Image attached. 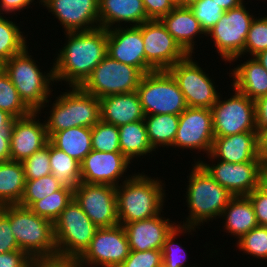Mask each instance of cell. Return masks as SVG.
I'll list each match as a JSON object with an SVG mask.
<instances>
[{
	"label": "cell",
	"instance_id": "44",
	"mask_svg": "<svg viewBox=\"0 0 267 267\" xmlns=\"http://www.w3.org/2000/svg\"><path fill=\"white\" fill-rule=\"evenodd\" d=\"M119 267H162V250L132 251Z\"/></svg>",
	"mask_w": 267,
	"mask_h": 267
},
{
	"label": "cell",
	"instance_id": "53",
	"mask_svg": "<svg viewBox=\"0 0 267 267\" xmlns=\"http://www.w3.org/2000/svg\"><path fill=\"white\" fill-rule=\"evenodd\" d=\"M258 154L263 163H267V127L257 132Z\"/></svg>",
	"mask_w": 267,
	"mask_h": 267
},
{
	"label": "cell",
	"instance_id": "55",
	"mask_svg": "<svg viewBox=\"0 0 267 267\" xmlns=\"http://www.w3.org/2000/svg\"><path fill=\"white\" fill-rule=\"evenodd\" d=\"M13 117L0 109V131H10Z\"/></svg>",
	"mask_w": 267,
	"mask_h": 267
},
{
	"label": "cell",
	"instance_id": "6",
	"mask_svg": "<svg viewBox=\"0 0 267 267\" xmlns=\"http://www.w3.org/2000/svg\"><path fill=\"white\" fill-rule=\"evenodd\" d=\"M71 88V89H70ZM61 92L50 105L45 122L48 138L55 132L74 127L92 128L101 120L100 100L80 86H71Z\"/></svg>",
	"mask_w": 267,
	"mask_h": 267
},
{
	"label": "cell",
	"instance_id": "56",
	"mask_svg": "<svg viewBox=\"0 0 267 267\" xmlns=\"http://www.w3.org/2000/svg\"><path fill=\"white\" fill-rule=\"evenodd\" d=\"M244 0H214L224 11L240 6Z\"/></svg>",
	"mask_w": 267,
	"mask_h": 267
},
{
	"label": "cell",
	"instance_id": "25",
	"mask_svg": "<svg viewBox=\"0 0 267 267\" xmlns=\"http://www.w3.org/2000/svg\"><path fill=\"white\" fill-rule=\"evenodd\" d=\"M100 100L101 120L117 127L144 120L145 114L138 93L113 94Z\"/></svg>",
	"mask_w": 267,
	"mask_h": 267
},
{
	"label": "cell",
	"instance_id": "30",
	"mask_svg": "<svg viewBox=\"0 0 267 267\" xmlns=\"http://www.w3.org/2000/svg\"><path fill=\"white\" fill-rule=\"evenodd\" d=\"M49 141L79 163L92 151V135L89 127H74L55 132Z\"/></svg>",
	"mask_w": 267,
	"mask_h": 267
},
{
	"label": "cell",
	"instance_id": "26",
	"mask_svg": "<svg viewBox=\"0 0 267 267\" xmlns=\"http://www.w3.org/2000/svg\"><path fill=\"white\" fill-rule=\"evenodd\" d=\"M160 21L180 47L189 55L194 54L195 38L206 35L189 7L176 6ZM195 40V41H194Z\"/></svg>",
	"mask_w": 267,
	"mask_h": 267
},
{
	"label": "cell",
	"instance_id": "22",
	"mask_svg": "<svg viewBox=\"0 0 267 267\" xmlns=\"http://www.w3.org/2000/svg\"><path fill=\"white\" fill-rule=\"evenodd\" d=\"M121 225L132 251L162 250L166 237L178 226L177 222L162 217L161 213L149 219Z\"/></svg>",
	"mask_w": 267,
	"mask_h": 267
},
{
	"label": "cell",
	"instance_id": "29",
	"mask_svg": "<svg viewBox=\"0 0 267 267\" xmlns=\"http://www.w3.org/2000/svg\"><path fill=\"white\" fill-rule=\"evenodd\" d=\"M25 183L22 162L13 160L0 162V207L19 204Z\"/></svg>",
	"mask_w": 267,
	"mask_h": 267
},
{
	"label": "cell",
	"instance_id": "42",
	"mask_svg": "<svg viewBox=\"0 0 267 267\" xmlns=\"http://www.w3.org/2000/svg\"><path fill=\"white\" fill-rule=\"evenodd\" d=\"M189 8L206 34L225 13L224 9L214 0H199Z\"/></svg>",
	"mask_w": 267,
	"mask_h": 267
},
{
	"label": "cell",
	"instance_id": "16",
	"mask_svg": "<svg viewBox=\"0 0 267 267\" xmlns=\"http://www.w3.org/2000/svg\"><path fill=\"white\" fill-rule=\"evenodd\" d=\"M213 117L209 108L187 107L179 115L173 147L210 154L214 140ZM200 150V151H199Z\"/></svg>",
	"mask_w": 267,
	"mask_h": 267
},
{
	"label": "cell",
	"instance_id": "47",
	"mask_svg": "<svg viewBox=\"0 0 267 267\" xmlns=\"http://www.w3.org/2000/svg\"><path fill=\"white\" fill-rule=\"evenodd\" d=\"M247 197L252 203L258 225L267 226V196L256 188Z\"/></svg>",
	"mask_w": 267,
	"mask_h": 267
},
{
	"label": "cell",
	"instance_id": "57",
	"mask_svg": "<svg viewBox=\"0 0 267 267\" xmlns=\"http://www.w3.org/2000/svg\"><path fill=\"white\" fill-rule=\"evenodd\" d=\"M254 57L267 70V50L258 53Z\"/></svg>",
	"mask_w": 267,
	"mask_h": 267
},
{
	"label": "cell",
	"instance_id": "48",
	"mask_svg": "<svg viewBox=\"0 0 267 267\" xmlns=\"http://www.w3.org/2000/svg\"><path fill=\"white\" fill-rule=\"evenodd\" d=\"M33 259L24 251L0 253V267H27Z\"/></svg>",
	"mask_w": 267,
	"mask_h": 267
},
{
	"label": "cell",
	"instance_id": "3",
	"mask_svg": "<svg viewBox=\"0 0 267 267\" xmlns=\"http://www.w3.org/2000/svg\"><path fill=\"white\" fill-rule=\"evenodd\" d=\"M192 166L187 176L189 181L185 193L189 215L185 217V221L183 220V225L182 222L178 225L200 229L199 226L205 222L220 218L233 196L199 163H194Z\"/></svg>",
	"mask_w": 267,
	"mask_h": 267
},
{
	"label": "cell",
	"instance_id": "36",
	"mask_svg": "<svg viewBox=\"0 0 267 267\" xmlns=\"http://www.w3.org/2000/svg\"><path fill=\"white\" fill-rule=\"evenodd\" d=\"M0 109L14 119L30 115L33 111L21 99L9 76L0 69Z\"/></svg>",
	"mask_w": 267,
	"mask_h": 267
},
{
	"label": "cell",
	"instance_id": "20",
	"mask_svg": "<svg viewBox=\"0 0 267 267\" xmlns=\"http://www.w3.org/2000/svg\"><path fill=\"white\" fill-rule=\"evenodd\" d=\"M39 112H32L22 118L13 119L10 127V160L22 162L41 150L49 141L45 122Z\"/></svg>",
	"mask_w": 267,
	"mask_h": 267
},
{
	"label": "cell",
	"instance_id": "11",
	"mask_svg": "<svg viewBox=\"0 0 267 267\" xmlns=\"http://www.w3.org/2000/svg\"><path fill=\"white\" fill-rule=\"evenodd\" d=\"M254 18L255 16L245 7V3H242L236 8L225 11L221 19L206 34L205 37L213 39L218 55L220 54L226 63L243 53Z\"/></svg>",
	"mask_w": 267,
	"mask_h": 267
},
{
	"label": "cell",
	"instance_id": "37",
	"mask_svg": "<svg viewBox=\"0 0 267 267\" xmlns=\"http://www.w3.org/2000/svg\"><path fill=\"white\" fill-rule=\"evenodd\" d=\"M193 232H196L195 227H185L178 225L174 228L171 233L166 237L165 242L162 247V267H197V265L192 264V266H186L187 260V252L184 247L181 246L180 243H177L175 239L179 234L187 233L192 235Z\"/></svg>",
	"mask_w": 267,
	"mask_h": 267
},
{
	"label": "cell",
	"instance_id": "32",
	"mask_svg": "<svg viewBox=\"0 0 267 267\" xmlns=\"http://www.w3.org/2000/svg\"><path fill=\"white\" fill-rule=\"evenodd\" d=\"M144 123L149 142L156 151L158 147L170 148L173 145L179 124V115H145Z\"/></svg>",
	"mask_w": 267,
	"mask_h": 267
},
{
	"label": "cell",
	"instance_id": "15",
	"mask_svg": "<svg viewBox=\"0 0 267 267\" xmlns=\"http://www.w3.org/2000/svg\"><path fill=\"white\" fill-rule=\"evenodd\" d=\"M74 199L98 228L120 224L116 186L80 182L74 189Z\"/></svg>",
	"mask_w": 267,
	"mask_h": 267
},
{
	"label": "cell",
	"instance_id": "49",
	"mask_svg": "<svg viewBox=\"0 0 267 267\" xmlns=\"http://www.w3.org/2000/svg\"><path fill=\"white\" fill-rule=\"evenodd\" d=\"M255 104V124L257 132L267 127V94L256 99Z\"/></svg>",
	"mask_w": 267,
	"mask_h": 267
},
{
	"label": "cell",
	"instance_id": "21",
	"mask_svg": "<svg viewBox=\"0 0 267 267\" xmlns=\"http://www.w3.org/2000/svg\"><path fill=\"white\" fill-rule=\"evenodd\" d=\"M107 55L138 68L143 74L153 71L146 64L142 31L137 26H120L107 30Z\"/></svg>",
	"mask_w": 267,
	"mask_h": 267
},
{
	"label": "cell",
	"instance_id": "5",
	"mask_svg": "<svg viewBox=\"0 0 267 267\" xmlns=\"http://www.w3.org/2000/svg\"><path fill=\"white\" fill-rule=\"evenodd\" d=\"M10 217L11 232L20 250L33 260L56 259L53 223L21 205L0 207Z\"/></svg>",
	"mask_w": 267,
	"mask_h": 267
},
{
	"label": "cell",
	"instance_id": "39",
	"mask_svg": "<svg viewBox=\"0 0 267 267\" xmlns=\"http://www.w3.org/2000/svg\"><path fill=\"white\" fill-rule=\"evenodd\" d=\"M92 150L100 152H120L119 129L100 120L91 128Z\"/></svg>",
	"mask_w": 267,
	"mask_h": 267
},
{
	"label": "cell",
	"instance_id": "9",
	"mask_svg": "<svg viewBox=\"0 0 267 267\" xmlns=\"http://www.w3.org/2000/svg\"><path fill=\"white\" fill-rule=\"evenodd\" d=\"M144 74L136 67L121 63L106 55L80 86L98 99L135 92Z\"/></svg>",
	"mask_w": 267,
	"mask_h": 267
},
{
	"label": "cell",
	"instance_id": "41",
	"mask_svg": "<svg viewBox=\"0 0 267 267\" xmlns=\"http://www.w3.org/2000/svg\"><path fill=\"white\" fill-rule=\"evenodd\" d=\"M239 251L258 259H267V226H257L236 241Z\"/></svg>",
	"mask_w": 267,
	"mask_h": 267
},
{
	"label": "cell",
	"instance_id": "34",
	"mask_svg": "<svg viewBox=\"0 0 267 267\" xmlns=\"http://www.w3.org/2000/svg\"><path fill=\"white\" fill-rule=\"evenodd\" d=\"M15 21L0 14V64L21 53L27 46L26 36Z\"/></svg>",
	"mask_w": 267,
	"mask_h": 267
},
{
	"label": "cell",
	"instance_id": "33",
	"mask_svg": "<svg viewBox=\"0 0 267 267\" xmlns=\"http://www.w3.org/2000/svg\"><path fill=\"white\" fill-rule=\"evenodd\" d=\"M51 174L64 186L75 189L81 182V163L49 141Z\"/></svg>",
	"mask_w": 267,
	"mask_h": 267
},
{
	"label": "cell",
	"instance_id": "10",
	"mask_svg": "<svg viewBox=\"0 0 267 267\" xmlns=\"http://www.w3.org/2000/svg\"><path fill=\"white\" fill-rule=\"evenodd\" d=\"M129 253L128 238L121 224L98 228L89 247L72 267H119Z\"/></svg>",
	"mask_w": 267,
	"mask_h": 267
},
{
	"label": "cell",
	"instance_id": "27",
	"mask_svg": "<svg viewBox=\"0 0 267 267\" xmlns=\"http://www.w3.org/2000/svg\"><path fill=\"white\" fill-rule=\"evenodd\" d=\"M230 72L233 77L231 86L251 100L267 94V70L255 57L248 58Z\"/></svg>",
	"mask_w": 267,
	"mask_h": 267
},
{
	"label": "cell",
	"instance_id": "52",
	"mask_svg": "<svg viewBox=\"0 0 267 267\" xmlns=\"http://www.w3.org/2000/svg\"><path fill=\"white\" fill-rule=\"evenodd\" d=\"M10 131H0V162L10 160Z\"/></svg>",
	"mask_w": 267,
	"mask_h": 267
},
{
	"label": "cell",
	"instance_id": "38",
	"mask_svg": "<svg viewBox=\"0 0 267 267\" xmlns=\"http://www.w3.org/2000/svg\"><path fill=\"white\" fill-rule=\"evenodd\" d=\"M63 185L52 175L26 180L23 196L18 205L29 208L35 201L58 191Z\"/></svg>",
	"mask_w": 267,
	"mask_h": 267
},
{
	"label": "cell",
	"instance_id": "4",
	"mask_svg": "<svg viewBox=\"0 0 267 267\" xmlns=\"http://www.w3.org/2000/svg\"><path fill=\"white\" fill-rule=\"evenodd\" d=\"M30 54L27 46L21 53L4 62L1 68L9 76L24 103L33 112L41 114L45 107H49V102H52L51 86L55 83L53 65L48 73H43L34 56Z\"/></svg>",
	"mask_w": 267,
	"mask_h": 267
},
{
	"label": "cell",
	"instance_id": "19",
	"mask_svg": "<svg viewBox=\"0 0 267 267\" xmlns=\"http://www.w3.org/2000/svg\"><path fill=\"white\" fill-rule=\"evenodd\" d=\"M130 164L121 152L92 150L81 162V182L119 186L120 181L124 182V179L128 180L132 176L124 174L129 170Z\"/></svg>",
	"mask_w": 267,
	"mask_h": 267
},
{
	"label": "cell",
	"instance_id": "54",
	"mask_svg": "<svg viewBox=\"0 0 267 267\" xmlns=\"http://www.w3.org/2000/svg\"><path fill=\"white\" fill-rule=\"evenodd\" d=\"M257 189L267 196V163H263L259 171Z\"/></svg>",
	"mask_w": 267,
	"mask_h": 267
},
{
	"label": "cell",
	"instance_id": "14",
	"mask_svg": "<svg viewBox=\"0 0 267 267\" xmlns=\"http://www.w3.org/2000/svg\"><path fill=\"white\" fill-rule=\"evenodd\" d=\"M137 27L142 31L146 64L153 71L168 70L188 55L160 20H149Z\"/></svg>",
	"mask_w": 267,
	"mask_h": 267
},
{
	"label": "cell",
	"instance_id": "24",
	"mask_svg": "<svg viewBox=\"0 0 267 267\" xmlns=\"http://www.w3.org/2000/svg\"><path fill=\"white\" fill-rule=\"evenodd\" d=\"M149 20L142 0H99V24L104 29L125 26L122 22L139 26Z\"/></svg>",
	"mask_w": 267,
	"mask_h": 267
},
{
	"label": "cell",
	"instance_id": "8",
	"mask_svg": "<svg viewBox=\"0 0 267 267\" xmlns=\"http://www.w3.org/2000/svg\"><path fill=\"white\" fill-rule=\"evenodd\" d=\"M136 92L145 115H180L188 107L178 84L167 70L144 74Z\"/></svg>",
	"mask_w": 267,
	"mask_h": 267
},
{
	"label": "cell",
	"instance_id": "1",
	"mask_svg": "<svg viewBox=\"0 0 267 267\" xmlns=\"http://www.w3.org/2000/svg\"><path fill=\"white\" fill-rule=\"evenodd\" d=\"M64 33L67 41L53 62L55 82L81 86L107 55V29Z\"/></svg>",
	"mask_w": 267,
	"mask_h": 267
},
{
	"label": "cell",
	"instance_id": "43",
	"mask_svg": "<svg viewBox=\"0 0 267 267\" xmlns=\"http://www.w3.org/2000/svg\"><path fill=\"white\" fill-rule=\"evenodd\" d=\"M22 165L26 180H35L51 174L49 141L41 150L36 151L30 157L24 159Z\"/></svg>",
	"mask_w": 267,
	"mask_h": 267
},
{
	"label": "cell",
	"instance_id": "23",
	"mask_svg": "<svg viewBox=\"0 0 267 267\" xmlns=\"http://www.w3.org/2000/svg\"><path fill=\"white\" fill-rule=\"evenodd\" d=\"M209 159L230 163L262 162L258 154L257 132L215 137Z\"/></svg>",
	"mask_w": 267,
	"mask_h": 267
},
{
	"label": "cell",
	"instance_id": "17",
	"mask_svg": "<svg viewBox=\"0 0 267 267\" xmlns=\"http://www.w3.org/2000/svg\"><path fill=\"white\" fill-rule=\"evenodd\" d=\"M198 160L194 163H199L232 196H247L258 186L259 171L263 162L230 163L210 159L212 164H208Z\"/></svg>",
	"mask_w": 267,
	"mask_h": 267
},
{
	"label": "cell",
	"instance_id": "58",
	"mask_svg": "<svg viewBox=\"0 0 267 267\" xmlns=\"http://www.w3.org/2000/svg\"><path fill=\"white\" fill-rule=\"evenodd\" d=\"M199 0H178V6L190 7L192 4L196 3Z\"/></svg>",
	"mask_w": 267,
	"mask_h": 267
},
{
	"label": "cell",
	"instance_id": "31",
	"mask_svg": "<svg viewBox=\"0 0 267 267\" xmlns=\"http://www.w3.org/2000/svg\"><path fill=\"white\" fill-rule=\"evenodd\" d=\"M119 129V141L120 152L133 163L134 158H140L141 156L148 155L155 150L152 148L144 120L128 123L118 127Z\"/></svg>",
	"mask_w": 267,
	"mask_h": 267
},
{
	"label": "cell",
	"instance_id": "7",
	"mask_svg": "<svg viewBox=\"0 0 267 267\" xmlns=\"http://www.w3.org/2000/svg\"><path fill=\"white\" fill-rule=\"evenodd\" d=\"M97 229L73 198L53 223L57 258L73 264L89 247Z\"/></svg>",
	"mask_w": 267,
	"mask_h": 267
},
{
	"label": "cell",
	"instance_id": "45",
	"mask_svg": "<svg viewBox=\"0 0 267 267\" xmlns=\"http://www.w3.org/2000/svg\"><path fill=\"white\" fill-rule=\"evenodd\" d=\"M20 250L11 232L10 217L0 208V253Z\"/></svg>",
	"mask_w": 267,
	"mask_h": 267
},
{
	"label": "cell",
	"instance_id": "46",
	"mask_svg": "<svg viewBox=\"0 0 267 267\" xmlns=\"http://www.w3.org/2000/svg\"><path fill=\"white\" fill-rule=\"evenodd\" d=\"M142 2L150 20H160L177 6L174 0H142Z\"/></svg>",
	"mask_w": 267,
	"mask_h": 267
},
{
	"label": "cell",
	"instance_id": "28",
	"mask_svg": "<svg viewBox=\"0 0 267 267\" xmlns=\"http://www.w3.org/2000/svg\"><path fill=\"white\" fill-rule=\"evenodd\" d=\"M224 230L240 239L258 226L252 203L247 196H233L221 215Z\"/></svg>",
	"mask_w": 267,
	"mask_h": 267
},
{
	"label": "cell",
	"instance_id": "18",
	"mask_svg": "<svg viewBox=\"0 0 267 267\" xmlns=\"http://www.w3.org/2000/svg\"><path fill=\"white\" fill-rule=\"evenodd\" d=\"M54 14L65 32L88 31L100 27L99 0H41Z\"/></svg>",
	"mask_w": 267,
	"mask_h": 267
},
{
	"label": "cell",
	"instance_id": "12",
	"mask_svg": "<svg viewBox=\"0 0 267 267\" xmlns=\"http://www.w3.org/2000/svg\"><path fill=\"white\" fill-rule=\"evenodd\" d=\"M231 88L235 91L234 95L222 100L220 94L211 108L214 137L257 132L254 101L233 87Z\"/></svg>",
	"mask_w": 267,
	"mask_h": 267
},
{
	"label": "cell",
	"instance_id": "40",
	"mask_svg": "<svg viewBox=\"0 0 267 267\" xmlns=\"http://www.w3.org/2000/svg\"><path fill=\"white\" fill-rule=\"evenodd\" d=\"M267 50V16L256 17L250 25V29L245 41L244 51L240 56L235 57L230 63L235 62L238 58H243L249 54L254 57L258 53ZM243 56V57H242Z\"/></svg>",
	"mask_w": 267,
	"mask_h": 267
},
{
	"label": "cell",
	"instance_id": "50",
	"mask_svg": "<svg viewBox=\"0 0 267 267\" xmlns=\"http://www.w3.org/2000/svg\"><path fill=\"white\" fill-rule=\"evenodd\" d=\"M35 0H0V14H10L16 11L21 12L23 9L30 8L29 5H32ZM39 4L41 0L38 1ZM4 12V13H3Z\"/></svg>",
	"mask_w": 267,
	"mask_h": 267
},
{
	"label": "cell",
	"instance_id": "13",
	"mask_svg": "<svg viewBox=\"0 0 267 267\" xmlns=\"http://www.w3.org/2000/svg\"><path fill=\"white\" fill-rule=\"evenodd\" d=\"M192 54L178 61L167 71L173 76L183 93L188 107L211 109L218 100L219 92L209 74L203 71Z\"/></svg>",
	"mask_w": 267,
	"mask_h": 267
},
{
	"label": "cell",
	"instance_id": "2",
	"mask_svg": "<svg viewBox=\"0 0 267 267\" xmlns=\"http://www.w3.org/2000/svg\"><path fill=\"white\" fill-rule=\"evenodd\" d=\"M162 182L158 177L151 179L137 172L116 186L119 223L127 224L159 215L166 200Z\"/></svg>",
	"mask_w": 267,
	"mask_h": 267
},
{
	"label": "cell",
	"instance_id": "51",
	"mask_svg": "<svg viewBox=\"0 0 267 267\" xmlns=\"http://www.w3.org/2000/svg\"><path fill=\"white\" fill-rule=\"evenodd\" d=\"M27 267H72V264L61 259H36Z\"/></svg>",
	"mask_w": 267,
	"mask_h": 267
},
{
	"label": "cell",
	"instance_id": "35",
	"mask_svg": "<svg viewBox=\"0 0 267 267\" xmlns=\"http://www.w3.org/2000/svg\"><path fill=\"white\" fill-rule=\"evenodd\" d=\"M73 198L74 189L63 185L58 191L35 201L29 208L38 216L54 223Z\"/></svg>",
	"mask_w": 267,
	"mask_h": 267
}]
</instances>
